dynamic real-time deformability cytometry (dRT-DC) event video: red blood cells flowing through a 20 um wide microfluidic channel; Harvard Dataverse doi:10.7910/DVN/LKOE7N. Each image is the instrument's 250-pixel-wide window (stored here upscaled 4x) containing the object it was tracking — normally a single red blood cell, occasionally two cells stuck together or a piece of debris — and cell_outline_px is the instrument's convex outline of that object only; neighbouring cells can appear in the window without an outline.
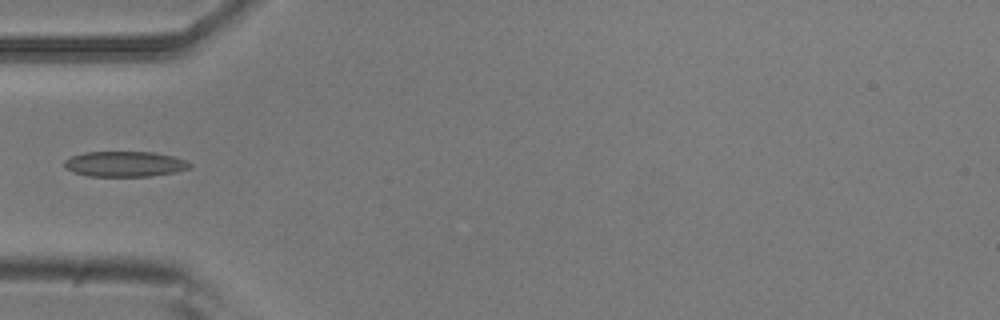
{"species": "common noctule bat (a hibernating species)", "species_latin": "Nyctalus noctula", "temperature_condition": "room temperature", "stored_images_in_passage": 5, "camera_frame_rate_fps": 3000, "um_per_image_px": 0.085, "animal": {"sex": "male", "body_mass_g": 20.5, "forearm_length_mm": 52.5}, "frame": {"image": 1, "passage_image": 4, "time_ms": 1.0, "image_size_px": [1000, 320], "cell_outline_px": [[192, 164], [188, 168], [176, 172], [148, 176], [88, 176], [72, 172], [64, 168], [64, 160], [72, 156], [84, 152], [152, 152], [172, 156], [184, 160]], "centroid_in_image_um": [10.55, 13.94], "position_along_channel_um": 74.4, "area_um2": 18.5}}
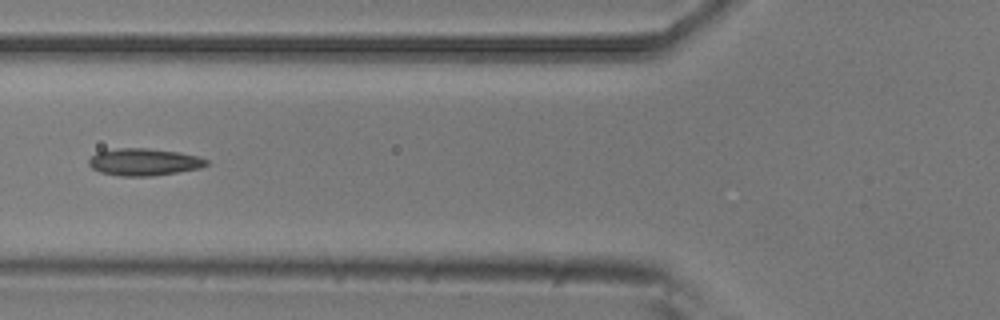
{"frame": {"image": 2, "passage_image": 5, "time_ms": 1.333, "image_size_px": [1000, 320], "cell_outline_px": [[208, 164], [200, 168], [152, 176], [120, 176], [100, 172], [92, 168], [88, 164], [88, 160], [96, 152], [116, 148], [148, 148], [180, 152], [196, 156], [208, 160]], "centroid_in_image_um": [12.21, 13.76], "position_along_channel_um": 113.6, "area_um2": 18.61}}